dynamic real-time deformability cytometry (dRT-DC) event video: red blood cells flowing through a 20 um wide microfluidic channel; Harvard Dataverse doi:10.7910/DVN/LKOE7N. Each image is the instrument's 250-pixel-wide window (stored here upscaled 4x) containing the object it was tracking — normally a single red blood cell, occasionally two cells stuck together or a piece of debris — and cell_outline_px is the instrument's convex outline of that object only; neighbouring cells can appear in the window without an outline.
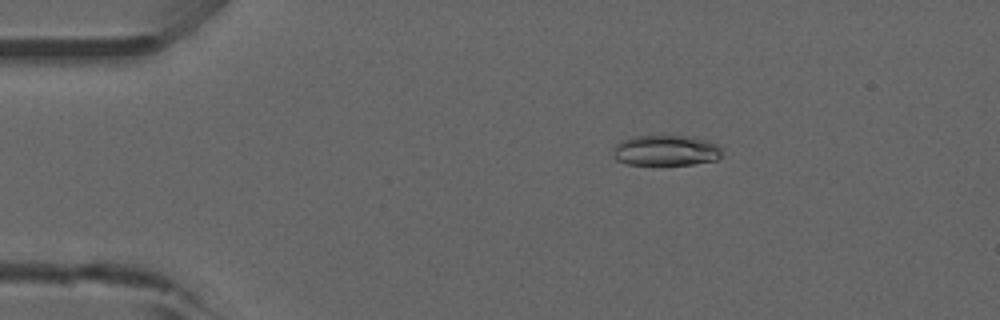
{"species": "common noctule bat (a hibernating species)", "species_latin": "Nyctalus noctula", "temperature_condition": "room temperature", "stored_images_in_passage": 49, "camera_frame_rate_fps": 3000, "um_per_image_px": 0.085, "animal": {"sex": "male", "forearm_length_mm": 52.5}, "frame": {"image": 1, "passage_image": 6, "time_ms": 1.667, "image_size_px": [1000, 320], "cell_outline_px": [[724, 152], [716, 160], [692, 164], [628, 164], [616, 160], [612, 156], [612, 152], [616, 144], [624, 140], [636, 136], [684, 136], [708, 140], [716, 144]], "centroid_in_image_um": [56.6, 12.79], "position_along_channel_um": 28.4, "area_um2": 19.25}}
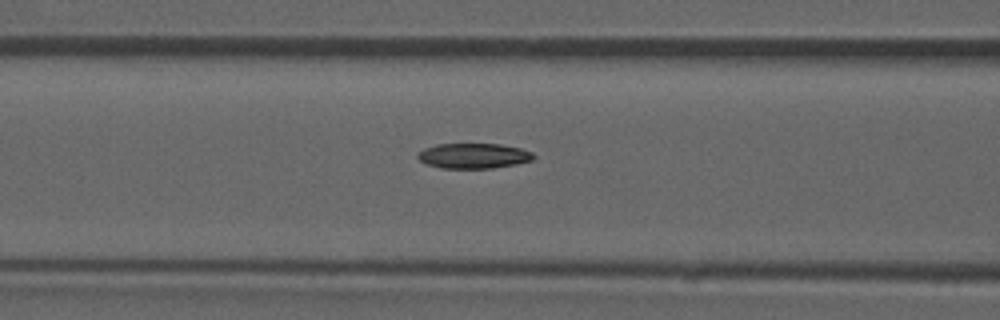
{"frame": {"image": 2, "passage_image": 18, "time_ms": 5.667, "image_size_px": [1000, 320], "cell_outline_px": [[536, 156], [532, 160], [516, 164], [492, 168], [440, 168], [428, 164], [420, 160], [416, 156], [416, 152], [424, 148], [436, 144], [500, 144], [520, 148], [532, 152]], "centroid_in_image_um": [40.23, 13.24], "position_along_channel_um": 126.4, "area_um2": 17.05}}
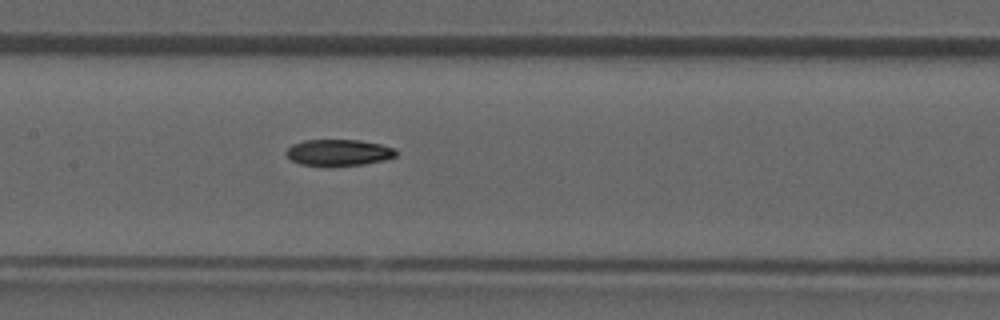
{"frame": {"image": 3, "passage_image": 22, "time_ms": 7.0, "image_size_px": [1000, 320], "cell_outline_px": [[396, 156], [384, 160], [364, 164], [300, 164], [292, 160], [284, 152], [292, 144], [304, 140], [360, 140], [380, 144], [396, 148]], "centroid_in_image_um": [28.8, 12.93], "position_along_channel_um": 178.6, "area_um2": 16.42}, "authors_computed_cell_mechanics": {"area_um2": 17.3978, "velocity_mm_per_s": 3.9188, "shape_relaxation_time_tau1_ms": 9.5535, "shape_relaxation_time_tau2_ms": null, "deformation_change_tau1": 0.1905, "deformation_change_tau2": null}}